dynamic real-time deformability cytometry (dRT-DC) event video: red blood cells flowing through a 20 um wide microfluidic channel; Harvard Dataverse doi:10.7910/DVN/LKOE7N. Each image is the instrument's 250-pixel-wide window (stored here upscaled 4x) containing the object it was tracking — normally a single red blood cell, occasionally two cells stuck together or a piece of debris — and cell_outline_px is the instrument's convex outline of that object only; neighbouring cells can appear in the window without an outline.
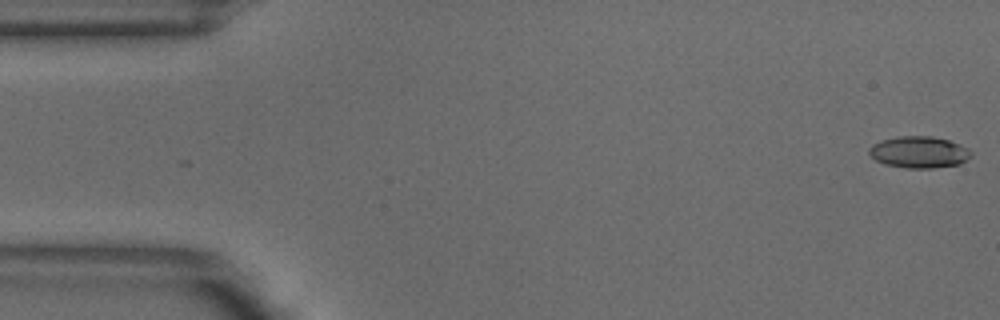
{"species": "common noctule bat (a hibernating species)", "species_latin": "Nyctalus noctula", "temperature_condition": "warm", "stored_images_in_passage": 5, "camera_frame_rate_fps": 3000, "um_per_image_px": 0.085, "animal": {"sex": "male", "body_mass_g": 18.8}, "frame": {"image": 1, "passage_image": 1, "time_ms": 0.0, "image_size_px": [1000, 320], "cell_outline_px": [[972, 156], [968, 160], [960, 164], [932, 168], [908, 168], [884, 164], [876, 160], [868, 152], [868, 148], [872, 144], [880, 140], [896, 136], [932, 136], [948, 140], [968, 148], [972, 152]], "centroid_in_image_um": [78.12, 12.93], "position_along_channel_um": 6.9, "area_um2": 18.96}}
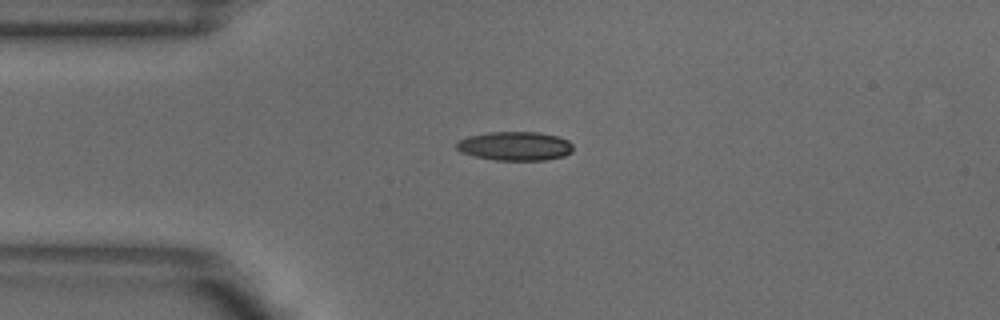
{"frame": {"image": 2, "passage_image": 4, "time_ms": 1.0, "image_size_px": [1000, 320], "cell_outline_px": [[572, 152], [564, 156], [544, 160], [496, 160], [476, 156], [460, 152], [456, 148], [456, 144], [460, 140], [468, 136], [488, 132], [540, 132], [556, 136], [568, 140], [572, 144]], "centroid_in_image_um": [43.78, 12.41], "position_along_channel_um": 41.2, "area_um2": 19.59}}
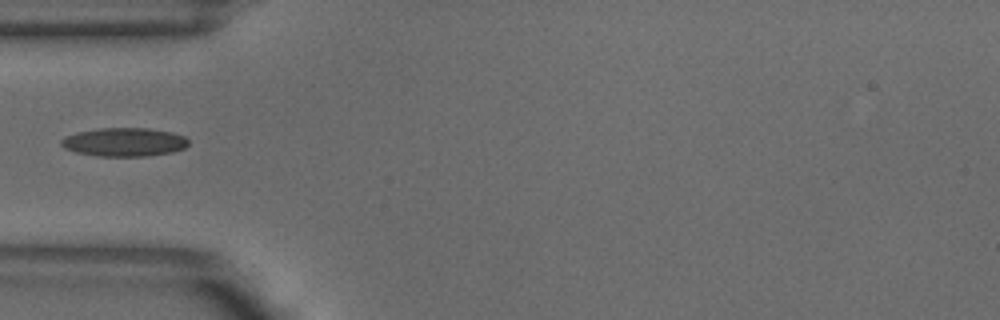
{"frame": {"image": 3, "passage_image": 5, "time_ms": 1.333, "image_size_px": [1000, 320], "cell_outline_px": [[188, 144], [184, 148], [172, 152], [148, 156], [100, 156], [76, 152], [64, 148], [60, 144], [60, 140], [64, 136], [76, 132], [100, 128], [148, 128], [172, 132], [184, 136], [188, 140]], "centroid_in_image_um": [10.54, 12.07], "position_along_channel_um": 74.5, "area_um2": 21.27}}